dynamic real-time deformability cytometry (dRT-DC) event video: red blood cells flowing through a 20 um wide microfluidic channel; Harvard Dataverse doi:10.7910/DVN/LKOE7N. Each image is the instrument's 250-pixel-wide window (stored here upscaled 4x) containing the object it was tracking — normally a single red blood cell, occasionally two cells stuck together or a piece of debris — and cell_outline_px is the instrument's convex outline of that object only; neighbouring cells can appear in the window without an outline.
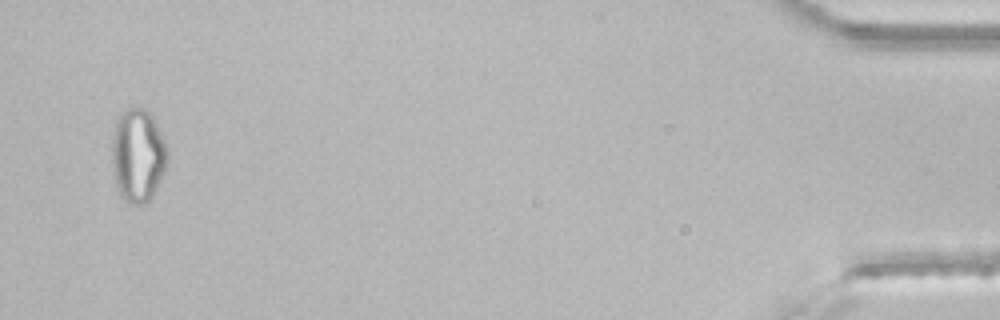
{"species": "common noctule bat (a hibernating species)", "species_latin": "Nyctalus noctula", "temperature_condition": "room temperature", "stored_images_in_passage": 44, "segment_of_instrument_passage": [2, 3], "camera_frame_rate_fps": 3000, "um_per_image_px": 0.085, "animal": {"sex": "male", "body_mass_g": 21.5, "forearm_length_mm": 52.0}, "frame": {"image": 1, "passage_image": 42, "time_ms": 13.667, "image_size_px": [1000, 320], "cell_outline_px": [[168, 160], [160, 180], [152, 196], [144, 204], [128, 204], [120, 196], [116, 188], [112, 164], [112, 140], [116, 120], [128, 104], [140, 108], [148, 112], [152, 116], [164, 140], [168, 152]], "centroid_in_image_um": [11.69, 13.2], "position_along_channel_um": 423.5, "area_um2": 30.4}}